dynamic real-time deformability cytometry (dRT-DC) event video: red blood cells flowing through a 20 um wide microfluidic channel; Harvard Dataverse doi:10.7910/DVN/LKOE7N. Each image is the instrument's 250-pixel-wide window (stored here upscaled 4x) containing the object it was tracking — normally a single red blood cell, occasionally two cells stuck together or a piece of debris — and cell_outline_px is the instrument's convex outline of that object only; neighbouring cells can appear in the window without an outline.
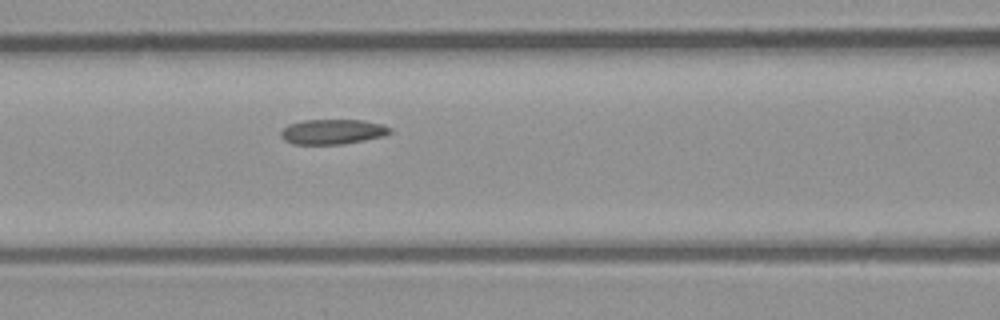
{"species": "common noctule bat (a hibernating species)", "species_latin": "Nyctalus noctula", "temperature_condition": "room temperature", "stored_images_in_passage": 5, "camera_frame_rate_fps": 3000, "um_per_image_px": 0.085, "animal": {"sex": "male", "body_mass_g": 23.1, "forearm_length_mm": 52.7}, "frame": {"image": 1, "passage_image": 5, "time_ms": 1.333, "image_size_px": [1000, 320], "cell_outline_px": [[392, 132], [384, 136], [344, 144], [292, 144], [284, 140], [280, 136], [280, 132], [288, 124], [304, 120], [364, 120], [380, 124], [392, 128]], "centroid_in_image_um": [28.26, 11.2], "position_along_channel_um": 138.3, "area_um2": 15.95}}